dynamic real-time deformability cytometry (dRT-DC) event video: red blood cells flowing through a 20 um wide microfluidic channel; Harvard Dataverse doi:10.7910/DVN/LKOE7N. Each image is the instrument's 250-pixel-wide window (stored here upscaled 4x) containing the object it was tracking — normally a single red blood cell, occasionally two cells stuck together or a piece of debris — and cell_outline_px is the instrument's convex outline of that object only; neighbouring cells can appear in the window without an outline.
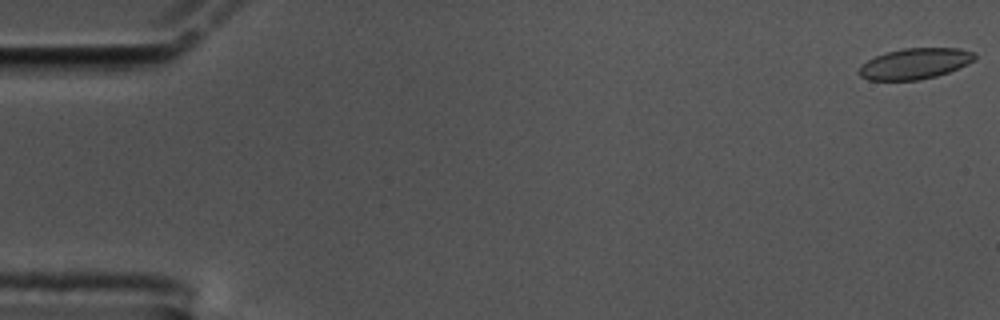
{"species": "common noctule bat (a hibernating species)", "species_latin": "Nyctalus noctula", "temperature_condition": "cold", "stored_images_in_passage": 58, "camera_frame_rate_fps": 3000, "um_per_image_px": 0.085, "animal": {"sex": "male", "body_mass_g": 17.5, "forearm_length_mm": 52.3}, "frame": {"image": 1, "passage_image": 1, "time_ms": 0.0, "image_size_px": [1000, 320], "cell_outline_px": [[976, 56], [968, 64], [948, 72], [936, 76], [920, 80], [868, 80], [860, 76], [860, 68], [868, 60], [884, 52], [904, 48], [960, 48], [976, 52]], "centroid_in_image_um": [77.79, 5.4], "position_along_channel_um": 7.2, "area_um2": 20.69}}
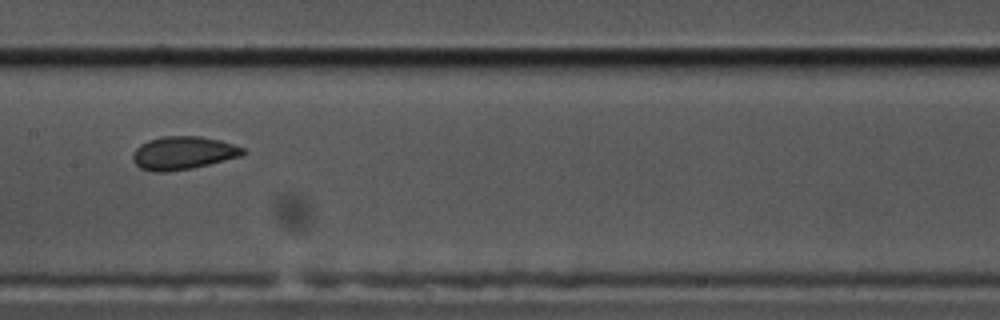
{"frame": {"image": 2, "passage_image": 29, "time_ms": 9.333, "image_size_px": [1000, 320], "cell_outline_px": [[248, 152], [244, 156], [192, 168], [168, 172], [152, 172], [140, 168], [132, 160], [132, 156], [136, 148], [140, 144], [148, 140], [164, 136], [200, 136], [220, 140], [244, 148]], "centroid_in_image_um": [15.58, 13.01], "position_along_channel_um": 191.8, "area_um2": 21.5}}
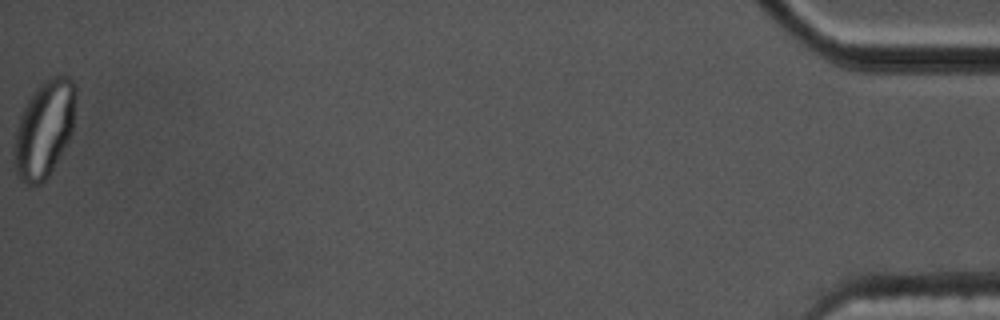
{"frame": {"image": 3, "passage_image": 58, "time_ms": 19.0, "image_size_px": [1000, 320], "cell_outline_px": [[76, 96], [72, 132], [68, 140], [48, 176], [36, 188], [20, 180], [16, 176], [12, 160], [12, 152], [16, 128], [20, 116], [28, 100], [36, 88], [48, 76], [60, 72], [68, 76], [76, 84]], "centroid_in_image_um": [3.74, 10.95], "position_along_channel_um": 431.5, "area_um2": 35.43}, "authors_computed_cell_mechanics": {"area_um2": 21.4727, "velocity_mm_per_s": 3.5, "shape_relaxation_time_tau1_ms": 7.5246, "shape_relaxation_time_tau2_ms": 1.0933, "deformation_change_tau1": 0.1357, "deformation_change_tau2": 0.0434}}